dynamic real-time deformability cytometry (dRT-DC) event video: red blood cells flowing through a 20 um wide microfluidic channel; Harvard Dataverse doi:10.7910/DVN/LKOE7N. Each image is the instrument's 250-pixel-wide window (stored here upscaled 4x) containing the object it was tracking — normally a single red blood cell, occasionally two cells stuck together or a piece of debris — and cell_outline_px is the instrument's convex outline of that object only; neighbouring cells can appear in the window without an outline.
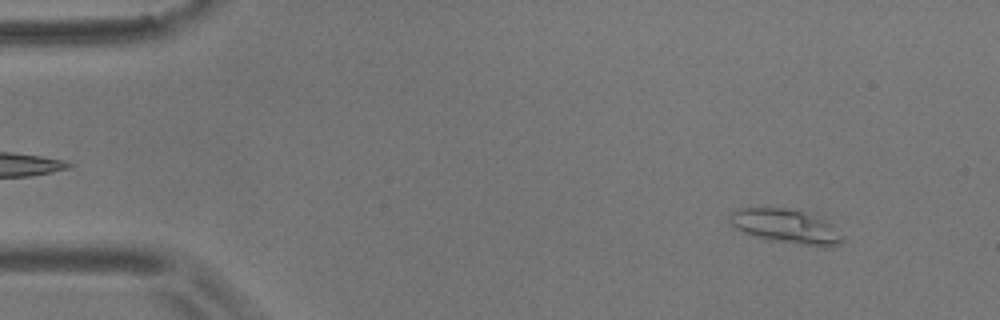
{"species": "common noctule bat (a hibernating species)", "species_latin": "Nyctalus noctula", "temperature_condition": "room temperature", "stored_images_in_passage": 56, "camera_frame_rate_fps": 3000, "um_per_image_px": 0.085, "animal": {"sex": "male", "body_mass_g": 17.9}, "frame": {"image": 1, "passage_image": 5, "time_ms": 1.333, "image_size_px": [1000, 320], "cell_outline_px": [[844, 240], [840, 244], [832, 248], [824, 248], [776, 240], [756, 236], [744, 232], [736, 228], [728, 220], [728, 216], [732, 212], [740, 208], [784, 208], [804, 212], [824, 220], [832, 224], [844, 236]], "centroid_in_image_um": [66.87, 19.25], "position_along_channel_um": 18.1, "area_um2": 22.31}}
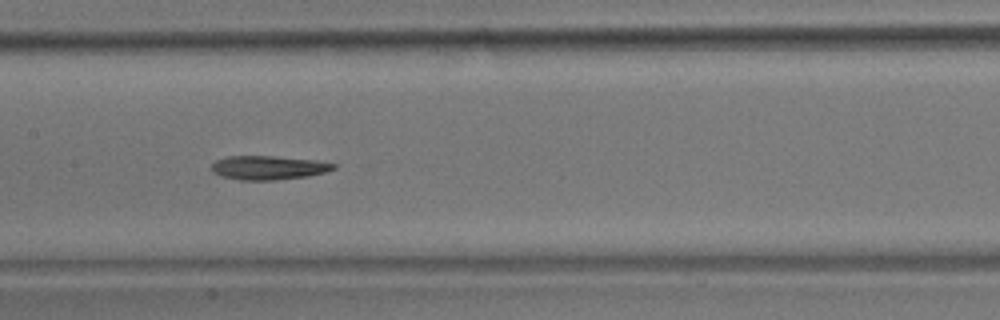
{"frame": {"image": 2, "passage_image": 27, "time_ms": 8.667, "image_size_px": [1000, 320], "cell_outline_px": [[336, 168], [324, 172], [308, 176], [276, 180], [240, 180], [220, 176], [212, 172], [212, 164], [216, 160], [228, 156], [272, 156], [316, 160], [336, 164]], "centroid_in_image_um": [22.79, 14.25], "position_along_channel_um": 184.6, "area_um2": 16.99}}
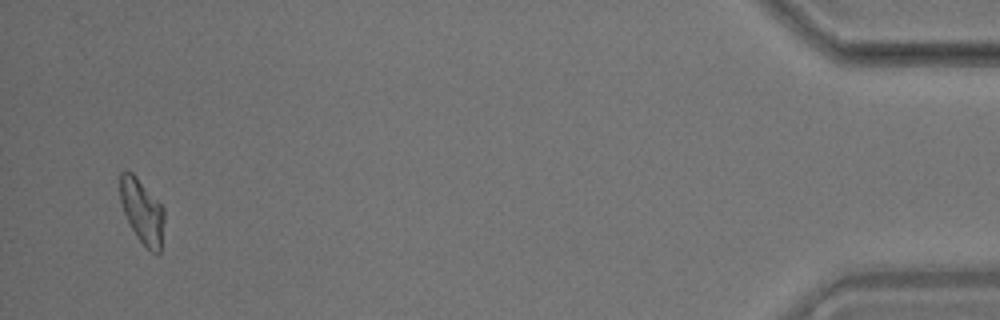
{"frame": {"image": 3, "passage_image": 54, "time_ms": 17.667, "image_size_px": [1000, 320], "cell_outline_px": [[164, 220], [160, 252], [152, 252], [136, 236], [124, 212], [120, 200], [120, 172], [132, 172], [136, 176], [164, 208]], "centroid_in_image_um": [12.08, 17.95], "position_along_channel_um": 423.1, "area_um2": 16.18}, "authors_computed_cell_mechanics": {"area_um2": 17.051, "velocity_mm_per_s": 3.5498, "shape_relaxation_time_tau1_ms": 8.2519, "shape_relaxation_time_tau2_ms": 6.7674, "deformation_change_tau1": 0.2245, "deformation_change_tau2": 0.1646}}